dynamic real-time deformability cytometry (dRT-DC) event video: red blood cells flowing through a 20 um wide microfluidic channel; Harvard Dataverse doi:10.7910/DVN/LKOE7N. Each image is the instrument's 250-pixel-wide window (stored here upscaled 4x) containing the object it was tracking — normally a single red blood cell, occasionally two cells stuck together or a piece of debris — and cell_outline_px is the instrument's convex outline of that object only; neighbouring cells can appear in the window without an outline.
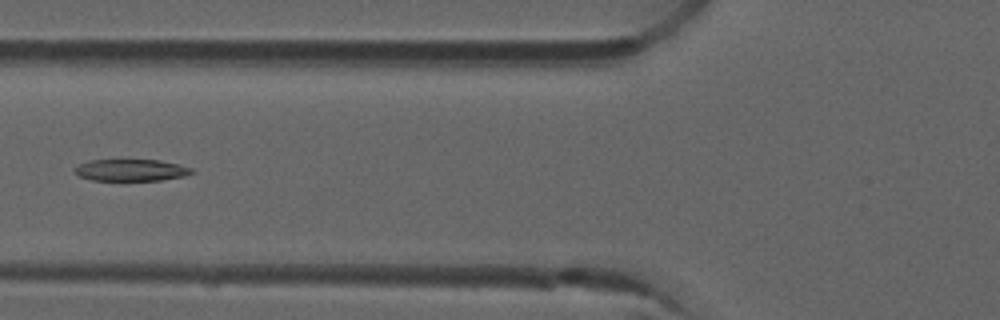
{"species": "common noctule bat (a hibernating species)", "species_latin": "Nyctalus noctula", "temperature_condition": "room temperature", "stored_images_in_passage": 6, "camera_frame_rate_fps": 3000, "um_per_image_px": 0.085, "animal": {"sex": "male", "forearm_length_mm": 52.5}, "frame": {"image": 1, "passage_image": 6, "time_ms": 1.667, "image_size_px": [1000, 320], "cell_outline_px": [[196, 172], [184, 176], [160, 180], [92, 180], [80, 176], [72, 168], [76, 164], [88, 160], [160, 160], [180, 164], [192, 168]], "centroid_in_image_um": [11.14, 14.45], "position_along_channel_um": 114.7, "area_um2": 14.97}}